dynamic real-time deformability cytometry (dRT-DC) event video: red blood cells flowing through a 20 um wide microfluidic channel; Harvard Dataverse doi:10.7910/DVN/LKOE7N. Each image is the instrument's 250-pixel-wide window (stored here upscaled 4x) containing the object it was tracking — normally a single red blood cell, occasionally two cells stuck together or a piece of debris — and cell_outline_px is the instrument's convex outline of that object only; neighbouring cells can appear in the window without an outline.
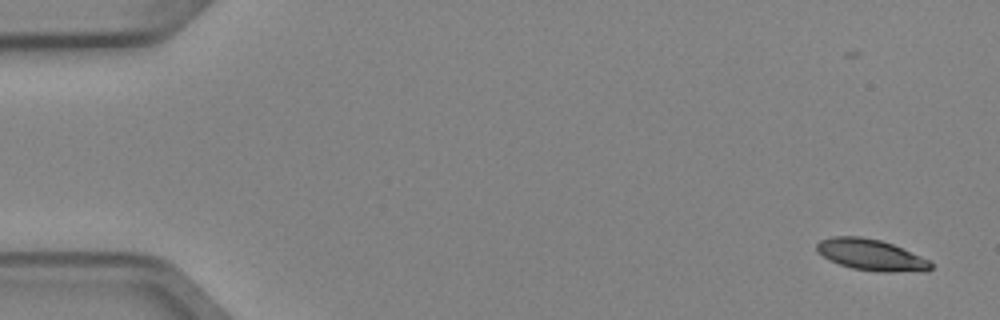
{"species": "Egyptian fruit bat (a non-hibernating species)", "species_latin": "Rousettus aegyptiacus", "temperature_condition": "cold", "stored_images_in_passage": 5, "camera_frame_rate_fps": 3000, "um_per_image_px": 0.085, "animal": {"sex": "female"}, "frame": {"image": 1, "passage_image": 1, "time_ms": 0.0, "image_size_px": [1000, 320], "cell_outline_px": [[932, 268], [928, 272], [880, 272], [852, 268], [828, 260], [816, 252], [816, 244], [820, 240], [832, 236], [860, 236], [880, 240], [892, 244], [928, 260], [932, 264]], "centroid_in_image_um": [74.01, 21.67], "position_along_channel_um": 11.0, "area_um2": 20.87}}
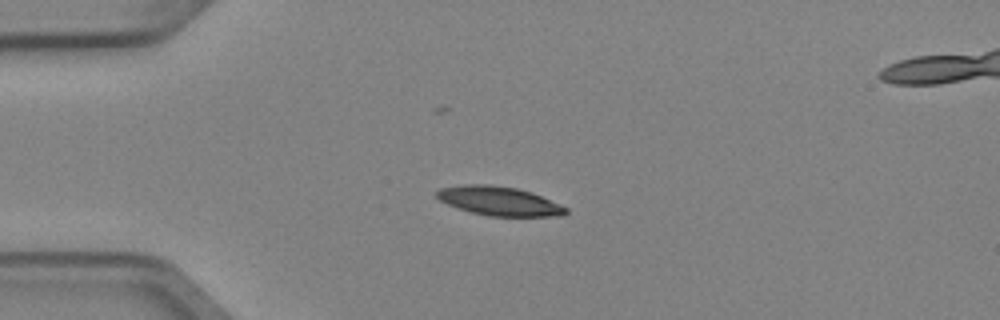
{"frame": {"image": 2, "passage_image": 4, "time_ms": 1.0, "image_size_px": [1000, 320], "cell_outline_px": [[568, 212], [564, 216], [488, 216], [472, 212], [448, 204], [440, 200], [436, 196], [436, 192], [440, 188], [460, 184], [488, 184], [516, 188], [532, 192], [560, 204], [568, 208]], "centroid_in_image_um": [42.45, 17.08], "position_along_channel_um": 42.5, "area_um2": 21.85}}